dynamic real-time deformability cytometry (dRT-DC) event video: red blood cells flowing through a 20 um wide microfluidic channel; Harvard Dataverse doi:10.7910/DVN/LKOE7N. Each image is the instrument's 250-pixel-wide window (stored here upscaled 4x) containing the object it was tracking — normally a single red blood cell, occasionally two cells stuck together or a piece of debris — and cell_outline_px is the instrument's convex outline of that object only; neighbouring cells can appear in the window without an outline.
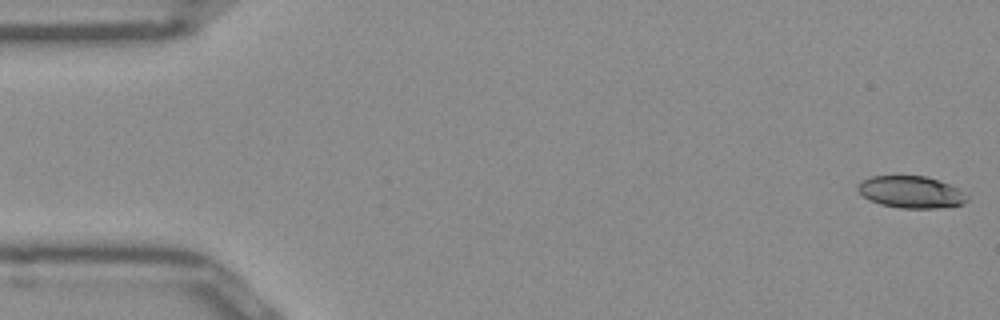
{"species": "Egyptian fruit bat (a non-hibernating species)", "species_latin": "Rousettus aegyptiacus", "temperature_condition": "room temperature", "stored_images_in_passage": 51, "camera_frame_rate_fps": 3000, "um_per_image_px": 0.085, "frame": {"image": 1, "passage_image": 1, "time_ms": 0.0, "image_size_px": [1000, 320], "cell_outline_px": [[968, 200], [964, 204], [936, 208], [900, 208], [880, 204], [868, 200], [856, 188], [864, 180], [872, 176], [924, 176], [948, 184], [956, 188], [968, 196]], "centroid_in_image_um": [77.43, 16.34], "position_along_channel_um": 7.6, "area_um2": 20.06}}
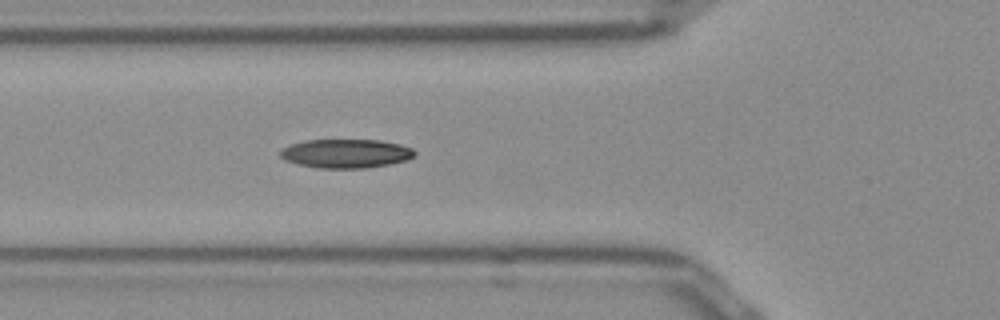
{"frame": {"image": 2, "passage_image": 18, "time_ms": 5.667, "image_size_px": [1000, 320], "cell_outline_px": [[416, 156], [408, 160], [388, 164], [364, 168], [316, 168], [284, 160], [280, 156], [280, 152], [284, 148], [292, 144], [304, 140], [380, 140], [400, 144], [412, 148], [416, 152]], "centroid_in_image_um": [29.44, 13.05], "position_along_channel_um": 96.4, "area_um2": 22.6}}
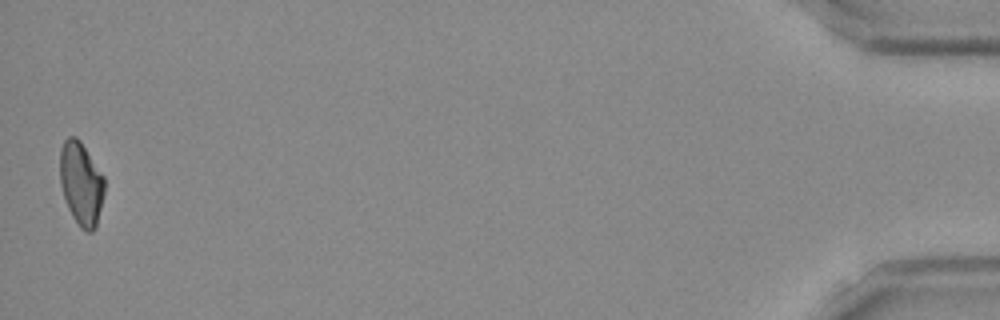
{"frame": {"image": 3, "passage_image": 51, "time_ms": 16.667, "image_size_px": [1000, 320], "cell_outline_px": [[104, 192], [96, 228], [92, 232], [88, 232], [80, 228], [72, 216], [68, 208], [60, 184], [60, 148], [64, 140], [68, 136], [76, 136], [80, 140], [104, 176]], "centroid_in_image_um": [6.89, 15.59], "position_along_channel_um": 428.3, "area_um2": 21.68}, "authors_computed_cell_mechanics": {"area_um2": 21.675, "velocity_mm_per_s": 3.9111, "shape_relaxation_time_tau1_ms": 8.2423, "shape_relaxation_time_tau2_ms": 6.4278, "deformation_change_tau1": 0.1901, "deformation_change_tau2": 0.1177}}